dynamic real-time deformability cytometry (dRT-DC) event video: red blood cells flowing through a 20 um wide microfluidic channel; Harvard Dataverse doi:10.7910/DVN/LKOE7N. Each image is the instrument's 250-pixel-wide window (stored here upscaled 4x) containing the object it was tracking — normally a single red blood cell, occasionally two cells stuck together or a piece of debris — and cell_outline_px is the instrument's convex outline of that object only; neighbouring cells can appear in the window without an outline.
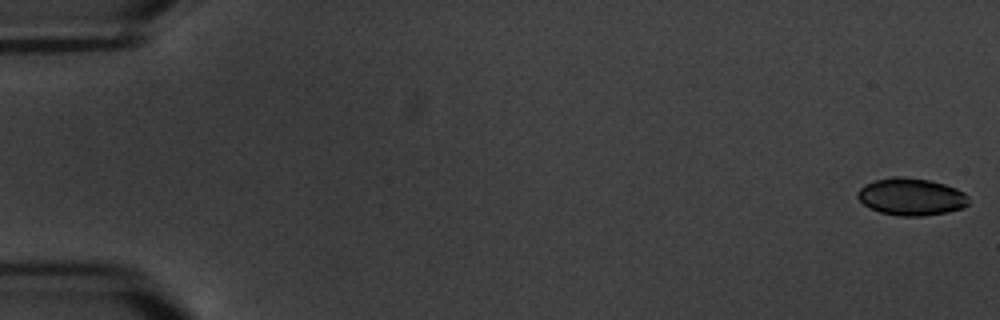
{"species": "common noctule bat (a hibernating species)", "species_latin": "Nyctalus noctula", "temperature_condition": "warm", "stored_images_in_passage": 7, "camera_frame_rate_fps": 3000, "um_per_image_px": 0.085, "animal": {"sex": "male", "body_mass_g": 20.1, "forearm_length_mm": 53.5}, "frame": {"image": 1, "passage_image": 1, "time_ms": 0.0, "image_size_px": [1000, 320], "cell_outline_px": [[968, 204], [964, 208], [948, 212], [924, 216], [900, 216], [880, 212], [864, 204], [856, 196], [856, 192], [864, 184], [876, 180], [892, 176], [904, 176], [928, 180], [944, 184], [956, 188], [964, 192], [968, 196]], "centroid_in_image_um": [77.46, 16.72], "position_along_channel_um": 7.5, "area_um2": 24.22}}